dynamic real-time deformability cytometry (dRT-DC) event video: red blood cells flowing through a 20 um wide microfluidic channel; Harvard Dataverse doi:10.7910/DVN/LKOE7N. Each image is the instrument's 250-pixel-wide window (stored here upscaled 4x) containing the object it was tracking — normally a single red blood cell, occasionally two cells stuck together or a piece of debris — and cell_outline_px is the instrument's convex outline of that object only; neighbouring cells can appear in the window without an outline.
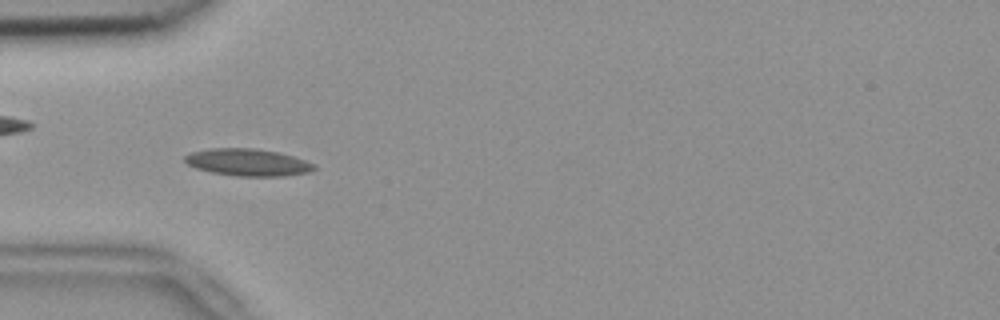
{"species": "common noctule bat (a hibernating species)", "species_latin": "Nyctalus noctula", "temperature_condition": "room temperature", "stored_images_in_passage": 52, "camera_frame_rate_fps": 3000, "um_per_image_px": 0.085, "animal": {"sex": "female", "body_mass_g": 18.4}, "frame": {"image": 1, "passage_image": 16, "time_ms": 5.0, "image_size_px": [1000, 320], "cell_outline_px": [[316, 168], [308, 172], [284, 176], [236, 176], [212, 172], [196, 168], [188, 164], [184, 160], [184, 156], [192, 152], [212, 148], [252, 148], [276, 152], [292, 156], [316, 164]], "centroid_in_image_um": [21.06, 13.8], "position_along_channel_um": 63.9, "area_um2": 20.23}}
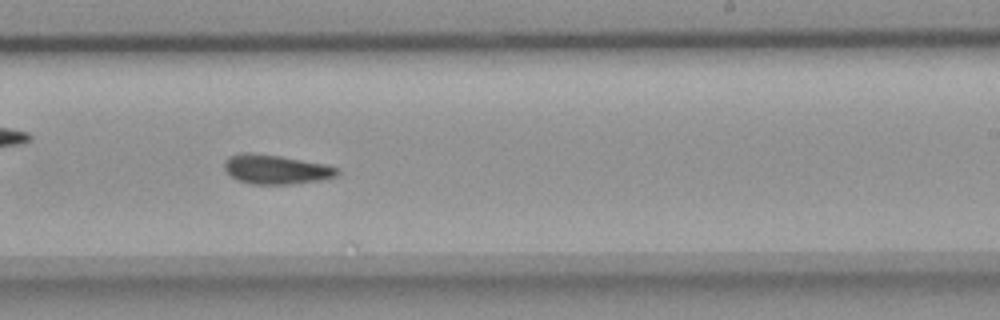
{"frame": {"image": 2, "passage_image": 32, "time_ms": 10.333, "image_size_px": [1000, 320], "cell_outline_px": [[340, 172], [336, 176], [320, 180], [292, 184], [252, 184], [236, 180], [224, 168], [224, 164], [228, 156], [276, 156], [324, 164], [336, 168]], "centroid_in_image_um": [23.51, 14.46], "position_along_channel_um": 265.5, "area_um2": 18.21}}
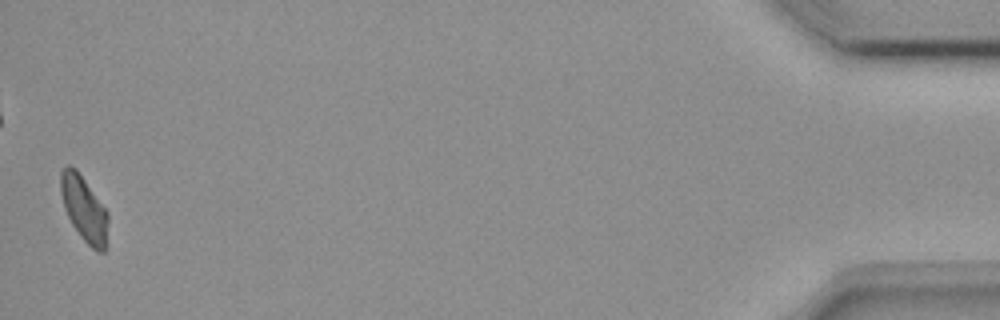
{"frame": {"image": 3, "passage_image": 52, "time_ms": 17.0, "image_size_px": [1000, 320], "cell_outline_px": [[108, 220], [104, 252], [96, 252], [80, 236], [72, 224], [64, 208], [60, 192], [60, 172], [68, 164], [76, 168], [108, 212]], "centroid_in_image_um": [7.13, 17.72], "position_along_channel_um": 428.1, "area_um2": 17.92}, "authors_computed_cell_mechanics": {"area_um2": 18.7272, "velocity_mm_per_s": 3.8105, "shape_relaxation_time_tau1_ms": null, "shape_relaxation_time_tau2_ms": 3.7247, "deformation_change_tau1": null, "deformation_change_tau2": 0.0803}}